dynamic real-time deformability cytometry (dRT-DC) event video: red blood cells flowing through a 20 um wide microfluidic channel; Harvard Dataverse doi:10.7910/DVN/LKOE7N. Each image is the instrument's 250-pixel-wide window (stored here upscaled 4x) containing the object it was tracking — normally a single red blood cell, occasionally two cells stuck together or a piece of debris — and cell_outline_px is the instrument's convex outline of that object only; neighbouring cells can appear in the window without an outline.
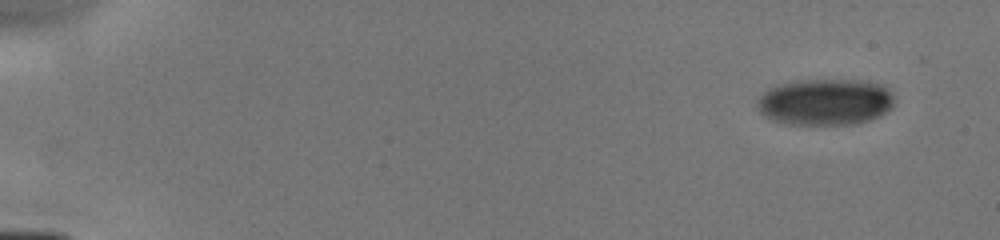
{"species": "human", "species_latin": "Homo sapiens", "temperature_condition": "cold", "stored_images_in_passage": 7, "camera_frame_rate_fps": 3000, "um_per_image_px": 0.085, "donor": {"sex": "male"}, "frame": {"image": 1, "passage_image": 1, "time_ms": 0.0, "image_size_px": [1000, 240], "cell_outline_px": [[892, 108], [880, 116], [856, 124], [788, 124], [772, 120], [764, 116], [760, 112], [756, 100], [764, 92], [780, 84], [800, 80], [860, 80], [884, 84], [888, 88], [892, 96]], "centroid_in_image_um": [70.16, 8.67], "position_along_channel_um": 14.8, "area_um2": 37.11}}
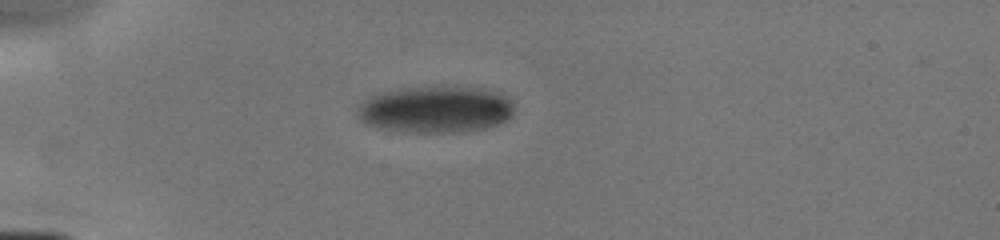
{"frame": {"image": 2, "passage_image": 5, "time_ms": 3.667, "image_size_px": [1000, 240], "cell_outline_px": [[516, 108], [512, 116], [508, 120], [500, 124], [488, 128], [452, 132], [412, 132], [380, 128], [364, 124], [360, 120], [356, 112], [356, 108], [364, 100], [380, 92], [400, 88], [472, 88], [500, 92], [508, 96], [516, 104]], "centroid_in_image_um": [37.07, 9.32], "position_along_channel_um": 47.9, "area_um2": 42.77}}
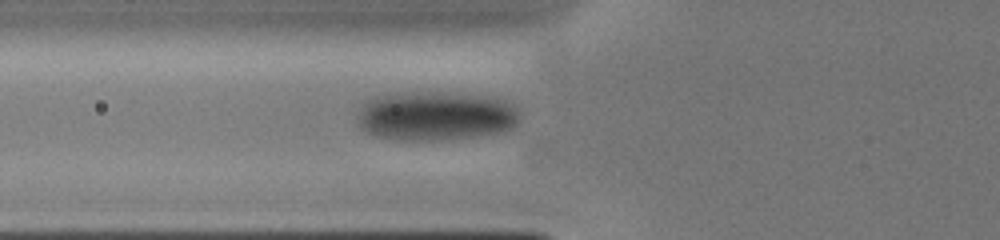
{"frame": {"image": 3, "passage_image": 7, "time_ms": 5.333, "image_size_px": [1000, 240], "cell_outline_px": [[520, 116], [516, 124], [512, 128], [500, 132], [476, 136], [432, 140], [404, 140], [380, 136], [368, 132], [360, 128], [356, 116], [360, 108], [368, 100], [376, 96], [408, 92], [444, 92], [496, 96], [512, 104], [520, 112]], "centroid_in_image_um": [37.07, 9.83], "position_along_channel_um": 88.7, "area_um2": 46.7}}